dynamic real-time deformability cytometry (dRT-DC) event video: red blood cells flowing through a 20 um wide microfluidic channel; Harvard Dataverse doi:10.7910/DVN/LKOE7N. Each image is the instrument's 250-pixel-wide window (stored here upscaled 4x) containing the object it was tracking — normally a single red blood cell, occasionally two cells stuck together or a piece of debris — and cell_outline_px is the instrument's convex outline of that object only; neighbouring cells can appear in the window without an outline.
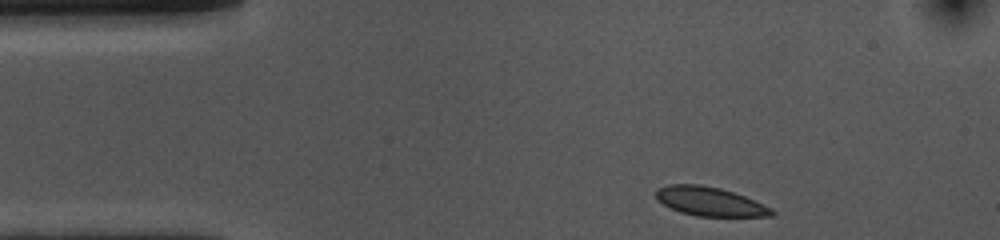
{"species": "common noctule bat (a hibernating species)", "species_latin": "Nyctalus noctula", "temperature_condition": "cold", "stored_images_in_passage": 37, "camera_frame_rate_fps": 3000, "um_per_image_px": 0.085, "animal": {"sex": "female", "body_mass_g": 10.0, "forearm_length_mm": 53.1}, "frame": {"image": 1, "passage_image": 1, "time_ms": 0.0, "image_size_px": [1000, 240], "cell_outline_px": [[776, 212], [772, 216], [696, 216], [680, 212], [664, 204], [656, 196], [656, 188], [668, 184], [700, 184], [720, 188], [744, 196], [772, 208]], "centroid_in_image_um": [60.34, 17.12], "position_along_channel_um": 24.7, "area_um2": 19.36}}
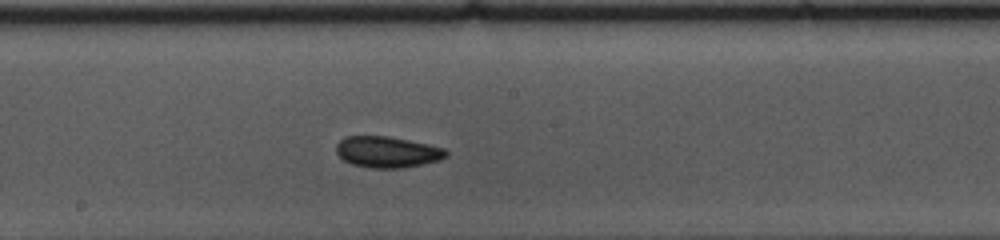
{"frame": {"image": 2, "passage_image": 21, "time_ms": 6.667, "image_size_px": [1000, 240], "cell_outline_px": [[448, 156], [440, 160], [404, 168], [372, 168], [352, 164], [344, 160], [336, 152], [336, 144], [344, 136], [388, 136], [428, 144], [444, 148], [448, 152]], "centroid_in_image_um": [32.92, 12.92], "position_along_channel_um": 215.3, "area_um2": 20.0}}
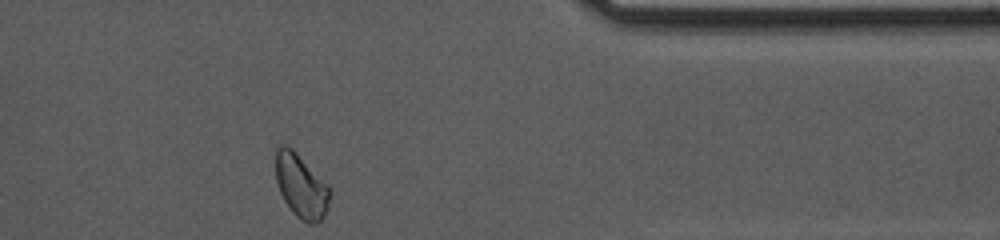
{"frame": {"image": 3, "passage_image": 37, "time_ms": 12.0, "image_size_px": [1000, 240], "cell_outline_px": [[328, 208], [324, 216], [316, 224], [308, 224], [300, 220], [296, 216], [284, 200], [280, 192], [276, 180], [276, 148], [280, 144], [284, 144], [292, 148], [296, 152], [328, 188]], "centroid_in_image_um": [25.54, 15.83], "position_along_channel_um": 385.9, "area_um2": 19.54}, "authors_computed_cell_mechanics": {"area_um2": 19.7676, "velocity_mm_per_s": 3.6205, "shape_relaxation_time_tau1_ms": 4.4788, "shape_relaxation_time_tau2_ms": 10.7093, "deformation_change_tau1": 0.0733, "deformation_change_tau2": 0.0846}}